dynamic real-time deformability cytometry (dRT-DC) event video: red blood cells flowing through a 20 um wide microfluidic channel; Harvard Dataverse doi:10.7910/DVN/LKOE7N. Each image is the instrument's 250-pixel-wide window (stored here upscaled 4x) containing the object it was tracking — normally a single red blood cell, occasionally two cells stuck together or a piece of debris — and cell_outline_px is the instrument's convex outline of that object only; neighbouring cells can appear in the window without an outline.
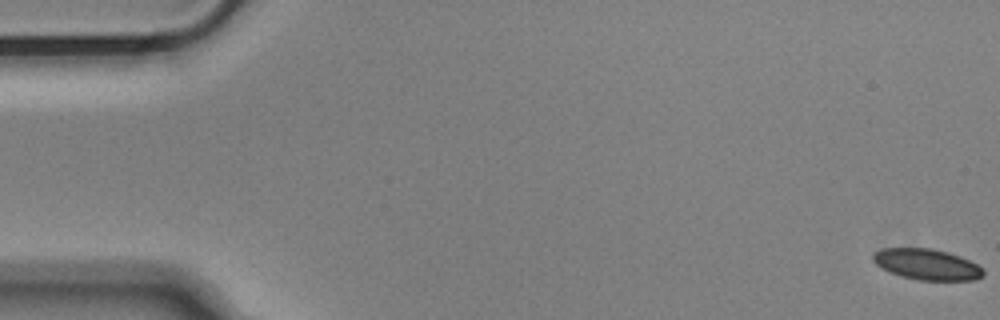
{"species": "Egyptian fruit bat (a non-hibernating species)", "species_latin": "Rousettus aegyptiacus", "temperature_condition": "cold", "stored_images_in_passage": 56, "camera_frame_rate_fps": 3000, "um_per_image_px": 0.085, "animal": {"sex": "male"}, "frame": {"image": 1, "passage_image": 1, "time_ms": 0.0, "image_size_px": [1000, 320], "cell_outline_px": [[984, 276], [976, 280], [916, 280], [900, 276], [888, 272], [880, 268], [872, 260], [872, 252], [880, 248], [932, 248], [948, 252], [960, 256], [976, 264], [984, 272]], "centroid_in_image_um": [78.72, 22.47], "position_along_channel_um": 6.3, "area_um2": 20.11}}
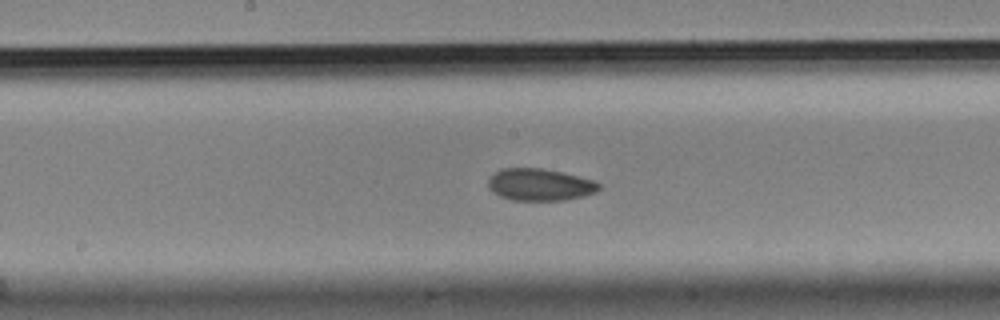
{"frame": {"image": 2, "passage_image": 29, "time_ms": 9.333, "image_size_px": [1000, 320], "cell_outline_px": [[600, 188], [596, 192], [584, 196], [564, 200], [512, 200], [500, 196], [492, 192], [488, 188], [488, 180], [500, 168], [540, 168], [560, 172], [592, 180], [600, 184]], "centroid_in_image_um": [45.86, 15.7], "position_along_channel_um": 202.3, "area_um2": 20.52}}
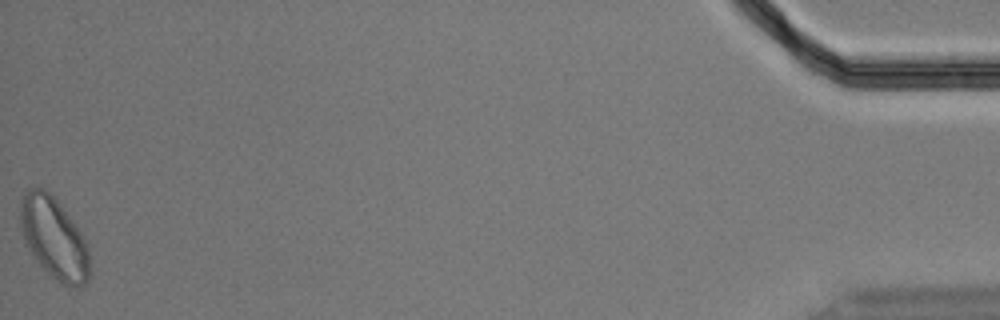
{"frame": {"image": 3, "passage_image": 56, "time_ms": 18.333, "image_size_px": [1000, 320], "cell_outline_px": [[88, 280], [80, 288], [76, 288], [60, 284], [40, 264], [24, 244], [20, 224], [20, 200], [24, 192], [32, 188], [44, 188], [60, 204], [84, 236], [88, 248]], "centroid_in_image_um": [4.57, 20.24], "position_along_channel_um": 430.6, "area_um2": 32.77}, "authors_computed_cell_mechanics": {"area_um2": 20.9525, "velocity_mm_per_s": 3.6275, "shape_relaxation_time_tau1_ms": 4.9733, "shape_relaxation_time_tau2_ms": 3.4812, "deformation_change_tau1": 0.0872, "deformation_change_tau2": 0.0687}}